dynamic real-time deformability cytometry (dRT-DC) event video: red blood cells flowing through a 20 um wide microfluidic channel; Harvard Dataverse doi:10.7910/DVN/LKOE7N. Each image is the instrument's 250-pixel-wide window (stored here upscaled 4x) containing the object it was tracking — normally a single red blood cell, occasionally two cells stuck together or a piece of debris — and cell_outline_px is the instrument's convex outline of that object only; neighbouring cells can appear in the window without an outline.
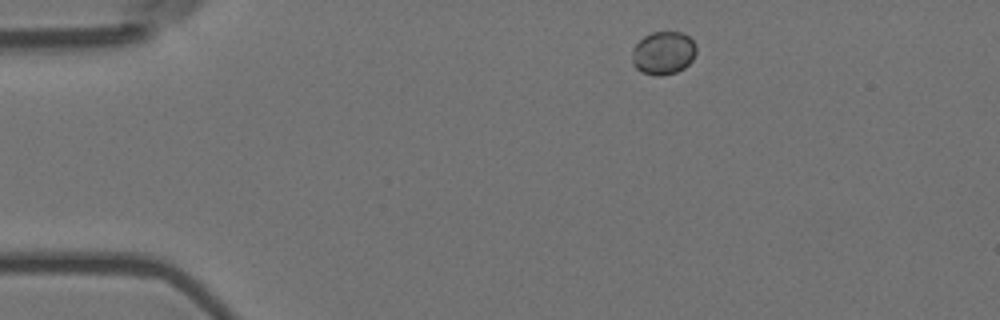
{"species": "Egyptian fruit bat (a non-hibernating species)", "species_latin": "Rousettus aegyptiacus", "temperature_condition": "room temperature", "stored_images_in_passage": 3, "camera_frame_rate_fps": 3000, "um_per_image_px": 0.085, "animal": {"sex": "female"}, "frame": {"image": 1, "passage_image": 1, "time_ms": 0.0, "image_size_px": [1000, 320], "cell_outline_px": [[696, 52], [692, 60], [684, 68], [676, 72], [660, 76], [656, 76], [640, 72], [632, 64], [632, 52], [636, 44], [644, 36], [652, 32], [680, 32], [688, 36], [696, 44]], "centroid_in_image_um": [56.37, 4.51], "position_along_channel_um": 28.6, "area_um2": 16.18}}